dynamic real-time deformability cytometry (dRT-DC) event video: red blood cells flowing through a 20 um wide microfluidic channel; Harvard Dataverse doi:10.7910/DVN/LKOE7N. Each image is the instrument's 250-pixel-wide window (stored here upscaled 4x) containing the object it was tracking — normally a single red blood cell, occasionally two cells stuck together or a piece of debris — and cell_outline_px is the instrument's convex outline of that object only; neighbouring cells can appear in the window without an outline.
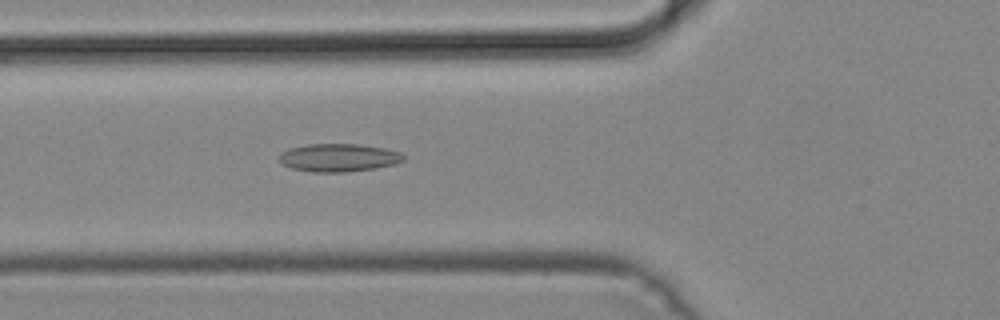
{"species": "common noctule bat (a hibernating species)", "species_latin": "Nyctalus noctula", "temperature_condition": "cold", "stored_images_in_passage": 44, "camera_frame_rate_fps": 3000, "um_per_image_px": 0.085, "animal": {"sex": "male", "body_mass_g": 19.2, "forearm_length_mm": 51.8}, "frame": {"image": 1, "passage_image": 13, "time_ms": 4.0, "image_size_px": [1000, 320], "cell_outline_px": [[404, 160], [396, 164], [376, 168], [348, 172], [312, 172], [292, 168], [280, 164], [280, 156], [288, 148], [308, 144], [360, 144], [384, 148], [400, 152], [404, 156]], "centroid_in_image_um": [28.8, 13.4], "position_along_channel_um": 97.0, "area_um2": 20.35}}
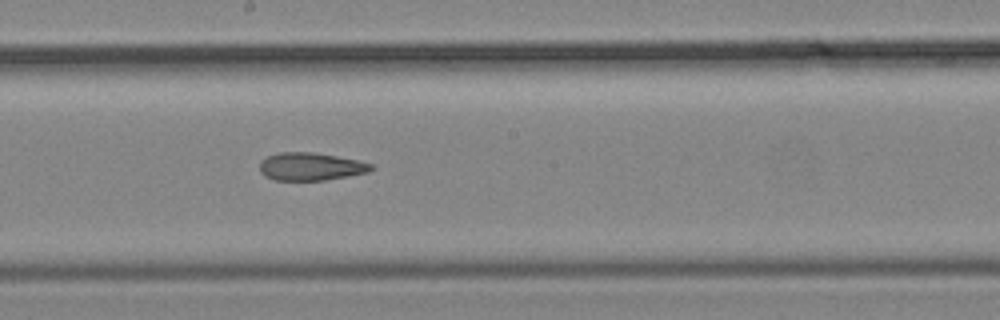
{"frame": {"image": 2, "passage_image": 22, "time_ms": 7.0, "image_size_px": [1000, 320], "cell_outline_px": [[376, 168], [368, 172], [348, 176], [324, 180], [272, 180], [264, 176], [260, 172], [260, 160], [268, 156], [280, 152], [312, 152], [336, 156], [356, 160], [372, 164]], "centroid_in_image_um": [26.38, 14.16], "position_along_channel_um": 221.8, "area_um2": 18.09}}
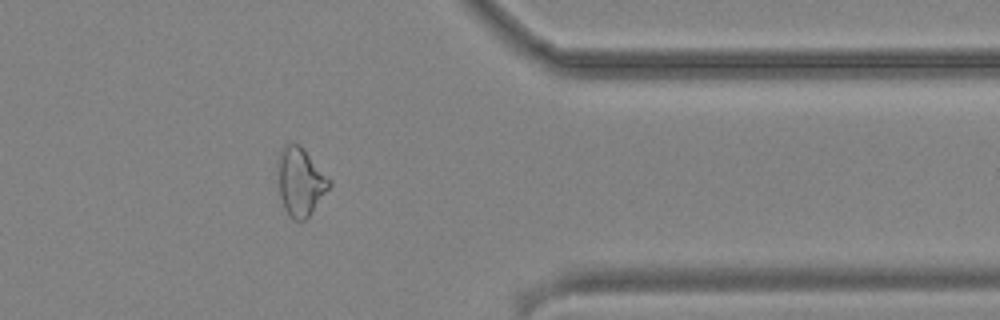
{"frame": {"image": 3, "passage_image": 35, "time_ms": 11.333, "image_size_px": [1000, 320], "cell_outline_px": [[332, 184], [308, 216], [304, 220], [292, 220], [288, 216], [284, 208], [280, 196], [276, 180], [276, 160], [284, 144], [300, 144], [332, 180]], "centroid_in_image_um": [25.49, 15.42], "position_along_channel_um": 385.9, "area_um2": 20.87}}